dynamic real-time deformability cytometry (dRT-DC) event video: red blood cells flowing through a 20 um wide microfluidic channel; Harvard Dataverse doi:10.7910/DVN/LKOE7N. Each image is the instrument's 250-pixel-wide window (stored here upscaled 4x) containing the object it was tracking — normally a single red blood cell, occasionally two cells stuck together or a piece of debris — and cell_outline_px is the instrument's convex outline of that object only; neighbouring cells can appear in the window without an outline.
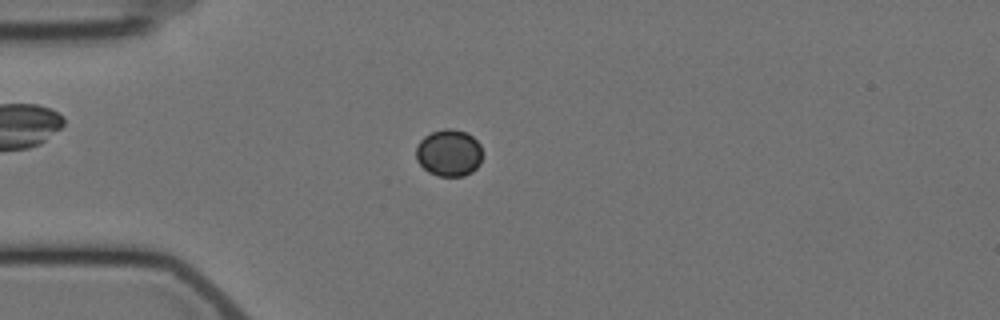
{"species": "Egyptian fruit bat (a non-hibernating species)", "species_latin": "Rousettus aegyptiacus", "temperature_condition": "cold", "stored_images_in_passage": 9, "camera_frame_rate_fps": 3000, "um_per_image_px": 0.085, "animal": {"sex": "female"}, "frame": {"image": 1, "passage_image": 4, "time_ms": 4.0, "image_size_px": [1000, 320], "cell_outline_px": [[480, 164], [472, 172], [464, 176], [440, 176], [428, 172], [416, 160], [416, 148], [420, 140], [424, 136], [432, 132], [444, 128], [452, 128], [464, 132], [472, 136], [480, 144]], "centroid_in_image_um": [38.14, 12.99], "position_along_channel_um": 46.9, "area_um2": 18.09}}
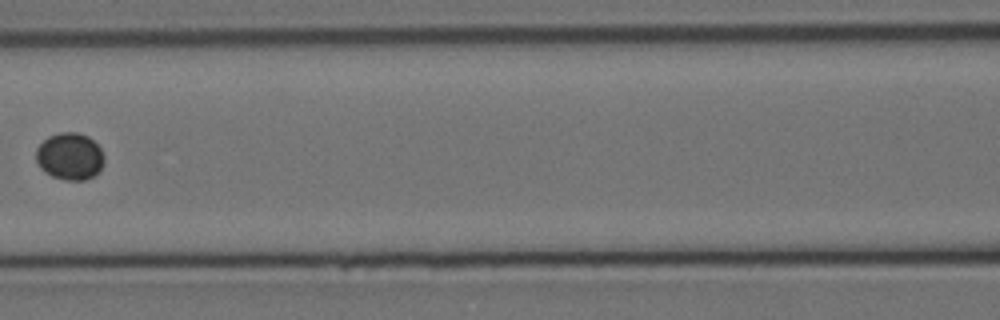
{"frame": {"image": 2, "passage_image": 7, "time_ms": 7.667, "image_size_px": [1000, 320], "cell_outline_px": [[104, 164], [92, 176], [84, 180], [64, 180], [52, 176], [44, 172], [40, 168], [36, 160], [36, 148], [48, 136], [60, 132], [80, 132], [88, 136], [100, 148], [104, 156]], "centroid_in_image_um": [5.91, 13.28], "position_along_channel_um": 160.7, "area_um2": 18.73}}
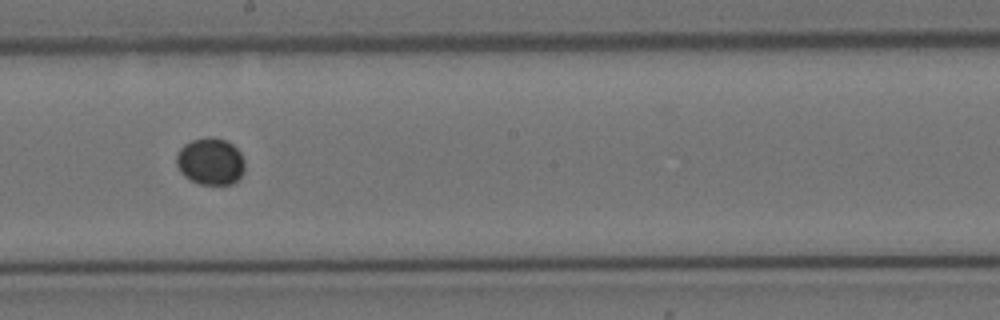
{"frame": {"image": 3, "passage_image": 9, "time_ms": 9.667, "image_size_px": [1000, 320], "cell_outline_px": [[244, 172], [232, 184], [200, 184], [184, 176], [180, 172], [176, 164], [176, 152], [184, 144], [192, 140], [208, 136], [224, 140], [232, 144], [240, 152], [244, 160]], "centroid_in_image_um": [17.87, 13.71], "position_along_channel_um": 230.3, "area_um2": 18.73}}